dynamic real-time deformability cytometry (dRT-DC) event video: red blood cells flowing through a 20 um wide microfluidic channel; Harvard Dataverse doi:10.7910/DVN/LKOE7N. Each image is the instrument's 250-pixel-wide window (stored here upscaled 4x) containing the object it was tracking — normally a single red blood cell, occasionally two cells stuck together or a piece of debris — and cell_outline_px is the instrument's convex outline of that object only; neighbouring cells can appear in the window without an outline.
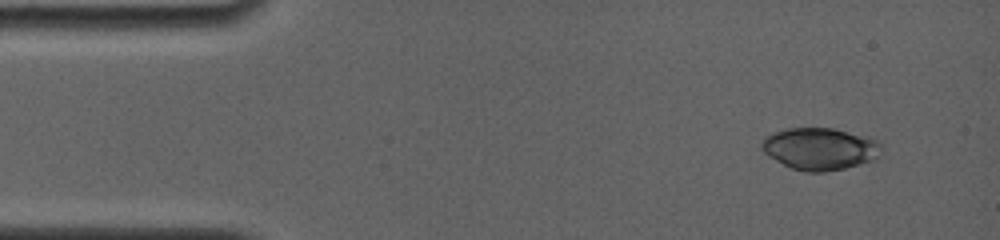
{"species": "common noctule bat (a hibernating species)", "species_latin": "Nyctalus noctula", "temperature_condition": "room temperature", "stored_images_in_passage": 7, "camera_frame_rate_fps": 4000, "um_per_image_px": 0.085, "animal": {"sex": "female", "body_mass_g": 19.0, "forearm_length_mm": 56.7}, "frame": {"image": 1, "passage_image": 1, "time_ms": 0.0, "image_size_px": [1000, 240], "cell_outline_px": [[880, 148], [876, 160], [844, 168], [824, 172], [804, 172], [792, 168], [768, 156], [760, 148], [760, 144], [764, 136], [788, 128], [832, 128], [868, 136], [876, 140], [880, 144]], "centroid_in_image_um": [69.67, 12.65], "position_along_channel_um": 15.3, "area_um2": 29.36}}
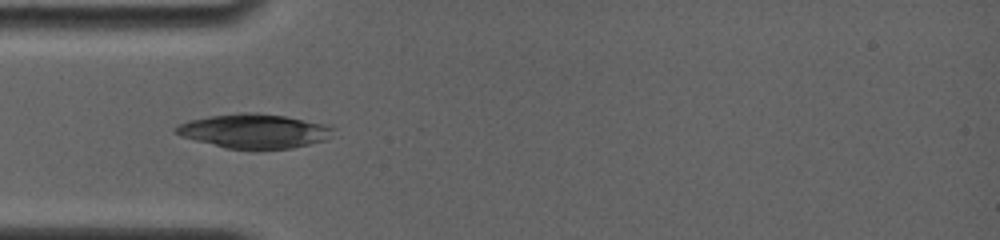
{"frame": {"image": 2, "passage_image": 5, "time_ms": 3.5, "image_size_px": [1000, 240], "cell_outline_px": [[336, 128], [324, 140], [292, 148], [256, 152], [224, 148], [180, 136], [172, 128], [188, 120], [208, 116], [240, 112], [256, 112], [284, 116], [320, 124]], "centroid_in_image_um": [21.52, 11.17], "position_along_channel_um": 63.5, "area_um2": 31.85}}
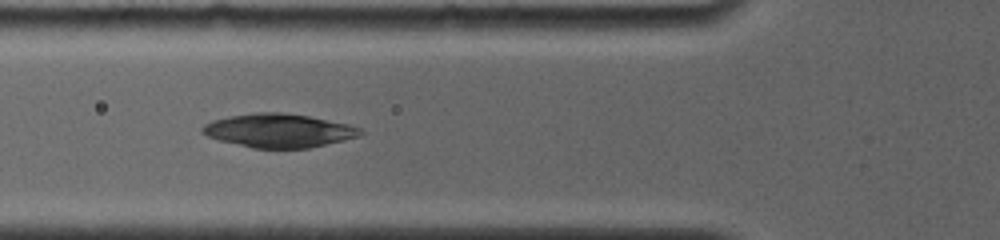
{"frame": {"image": 3, "passage_image": 6, "time_ms": 4.5, "image_size_px": [1000, 240], "cell_outline_px": [[364, 132], [360, 136], [344, 140], [308, 148], [252, 148], [216, 140], [200, 132], [200, 128], [204, 124], [212, 120], [228, 116], [256, 112], [280, 112], [308, 116], [348, 124], [360, 128]], "centroid_in_image_um": [23.64, 11.1], "position_along_channel_um": 102.2, "area_um2": 31.1}}